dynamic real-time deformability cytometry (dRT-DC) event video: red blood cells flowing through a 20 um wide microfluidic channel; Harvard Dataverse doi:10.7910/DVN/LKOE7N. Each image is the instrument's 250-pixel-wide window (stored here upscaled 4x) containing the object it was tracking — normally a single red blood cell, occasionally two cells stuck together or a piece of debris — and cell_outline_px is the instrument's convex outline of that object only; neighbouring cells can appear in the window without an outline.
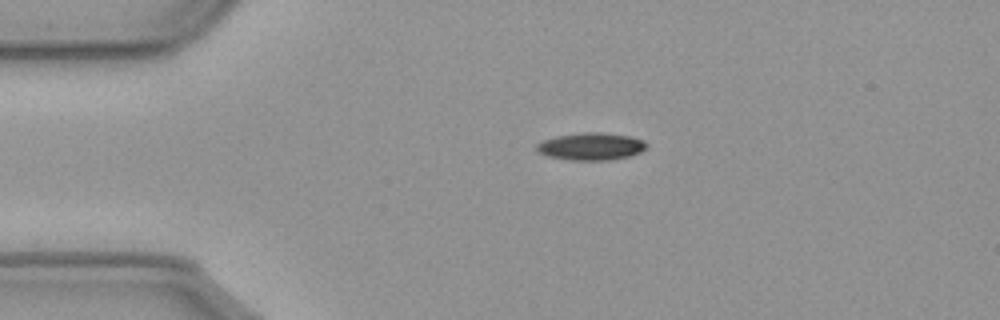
{"species": "common noctule bat (a hibernating species)", "species_latin": "Nyctalus noctula", "temperature_condition": "cold", "stored_images_in_passage": 57, "camera_frame_rate_fps": 3000, "um_per_image_px": 0.085, "animal": {"sex": "male", "body_mass_g": 23.1, "forearm_length_mm": 52.7}, "frame": {"image": 1, "passage_image": 12, "time_ms": 3.667, "image_size_px": [1000, 320], "cell_outline_px": [[648, 144], [640, 152], [628, 156], [608, 160], [572, 160], [548, 156], [540, 152], [536, 148], [536, 144], [544, 140], [556, 136], [584, 132], [600, 132], [632, 136], [644, 140]], "centroid_in_image_um": [50.26, 12.43], "position_along_channel_um": 34.7, "area_um2": 17.4}}
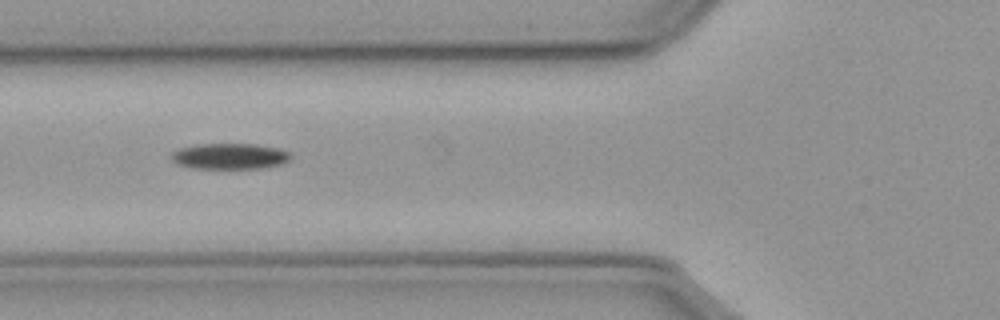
{"frame": {"image": 2, "passage_image": 21, "time_ms": 6.667, "image_size_px": [1000, 320], "cell_outline_px": [[292, 156], [288, 160], [280, 164], [264, 168], [192, 168], [176, 164], [172, 160], [172, 152], [180, 148], [196, 144], [252, 144], [280, 148], [288, 152]], "centroid_in_image_um": [19.51, 13.28], "position_along_channel_um": 106.3, "area_um2": 17.92}}
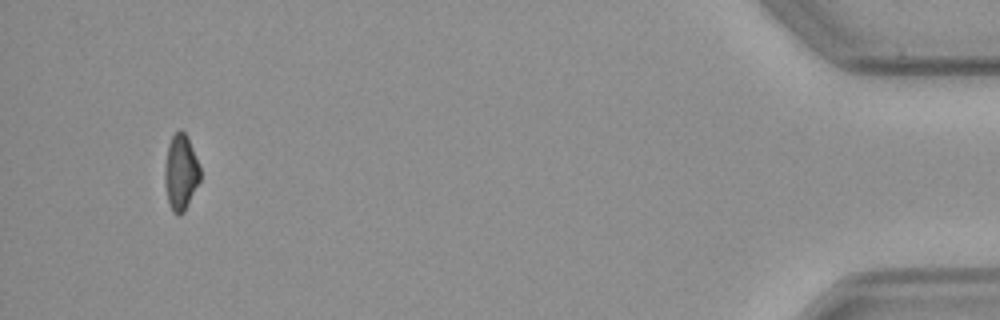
{"frame": {"image": 3, "passage_image": 54, "time_ms": 17.667, "image_size_px": [1000, 320], "cell_outline_px": [[200, 180], [184, 212], [180, 216], [176, 216], [172, 212], [168, 200], [164, 184], [164, 168], [168, 144], [172, 136], [180, 128], [188, 136], [200, 164]], "centroid_in_image_um": [15.36, 14.64], "position_along_channel_um": 419.8, "area_um2": 15.95}, "authors_computed_cell_mechanics": {"area_um2": 16.9354, "velocity_mm_per_s": 3.6016, "shape_relaxation_time_tau1_ms": 3.468, "shape_relaxation_time_tau2_ms": null, "deformation_change_tau1": 0.0958, "deformation_change_tau2": null}}